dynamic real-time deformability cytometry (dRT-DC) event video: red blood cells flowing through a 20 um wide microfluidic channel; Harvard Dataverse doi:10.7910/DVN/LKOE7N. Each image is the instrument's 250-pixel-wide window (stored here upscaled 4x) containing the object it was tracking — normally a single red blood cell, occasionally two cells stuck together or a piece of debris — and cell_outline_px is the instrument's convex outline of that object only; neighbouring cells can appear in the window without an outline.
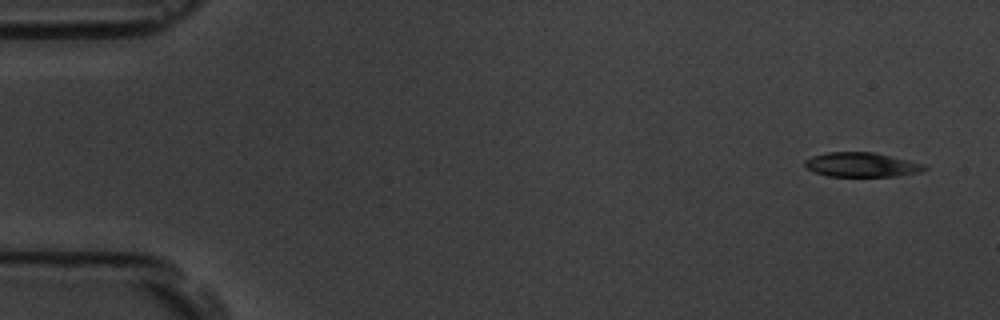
{"species": "common noctule bat (a hibernating species)", "species_latin": "Nyctalus noctula", "temperature_condition": "room temperature", "stored_images_in_passage": 4, "camera_frame_rate_fps": 3000, "um_per_image_px": 0.085, "animal": {"sex": "male", "body_mass_g": 19.5, "forearm_length_mm": 54.6}, "frame": {"image": 1, "passage_image": 1, "time_ms": 0.0, "image_size_px": [1000, 320], "cell_outline_px": [[928, 168], [920, 172], [896, 176], [828, 176], [804, 168], [804, 160], [812, 156], [828, 152], [872, 152], [908, 160], [924, 164]], "centroid_in_image_um": [73.2, 14.0], "position_along_channel_um": 11.8, "area_um2": 16.94}}
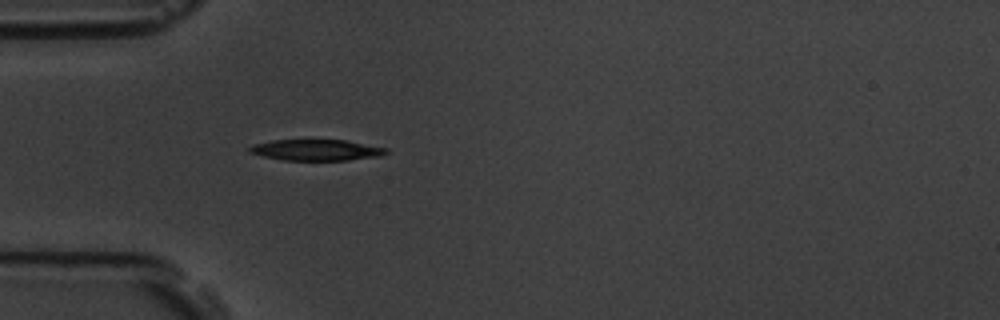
{"frame": {"image": 2, "passage_image": 4, "time_ms": 1.0, "image_size_px": [1000, 320], "cell_outline_px": [[388, 152], [384, 156], [348, 160], [284, 160], [264, 156], [248, 152], [248, 148], [252, 144], [272, 140], [348, 140], [388, 148]], "centroid_in_image_um": [26.93, 12.75], "position_along_channel_um": 58.1, "area_um2": 16.94}}